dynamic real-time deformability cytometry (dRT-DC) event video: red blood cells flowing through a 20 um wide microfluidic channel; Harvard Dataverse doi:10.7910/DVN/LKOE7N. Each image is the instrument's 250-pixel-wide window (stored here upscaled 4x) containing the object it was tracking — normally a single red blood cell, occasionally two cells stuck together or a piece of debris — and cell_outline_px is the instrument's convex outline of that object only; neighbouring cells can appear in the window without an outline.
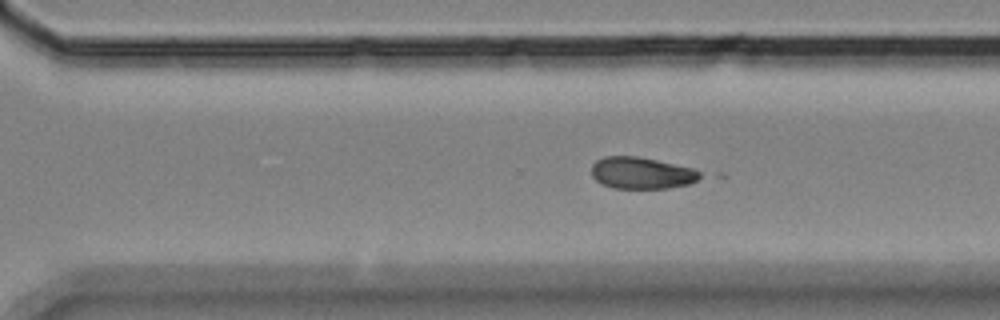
{"species": "Egyptian fruit bat (a non-hibernating species)", "species_latin": "Rousettus aegyptiacus", "temperature_condition": "room temperature", "stored_images_in_passage": 26, "camera_frame_rate_fps": 3000, "um_per_image_px": 0.085, "animal": {"sex": "female"}, "frame": {"image": 1, "passage_image": 19, "time_ms": 6.0, "image_size_px": [1000, 320], "cell_outline_px": [[704, 176], [688, 184], [668, 188], [612, 188], [600, 184], [592, 176], [592, 164], [596, 160], [604, 156], [636, 156], [656, 160], [692, 168], [700, 172]], "centroid_in_image_um": [54.5, 14.71], "position_along_channel_um": 316.1, "area_um2": 20.06}}